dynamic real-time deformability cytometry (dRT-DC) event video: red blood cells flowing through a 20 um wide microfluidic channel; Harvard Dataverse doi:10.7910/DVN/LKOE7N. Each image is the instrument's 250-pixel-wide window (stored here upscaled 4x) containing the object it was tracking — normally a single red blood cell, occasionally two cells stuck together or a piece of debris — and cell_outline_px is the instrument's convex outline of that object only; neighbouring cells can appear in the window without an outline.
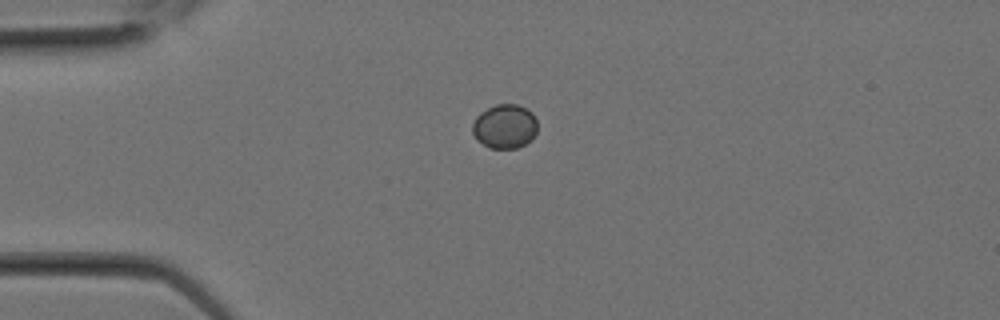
{"species": "Egyptian fruit bat (a non-hibernating species)", "species_latin": "Rousettus aegyptiacus", "temperature_condition": "room temperature", "stored_images_in_passage": 1, "camera_frame_rate_fps": 3000, "um_per_image_px": 0.085, "animal": {"sex": "female"}, "frame": {"image": 1, "passage_image": 1, "time_ms": 0.0, "image_size_px": [1000, 320], "cell_outline_px": [[536, 132], [532, 140], [516, 148], [488, 148], [476, 140], [472, 132], [472, 124], [476, 116], [480, 112], [496, 104], [516, 104], [532, 112], [536, 120]], "centroid_in_image_um": [42.88, 10.75], "position_along_channel_um": 42.1, "area_um2": 16.82}}